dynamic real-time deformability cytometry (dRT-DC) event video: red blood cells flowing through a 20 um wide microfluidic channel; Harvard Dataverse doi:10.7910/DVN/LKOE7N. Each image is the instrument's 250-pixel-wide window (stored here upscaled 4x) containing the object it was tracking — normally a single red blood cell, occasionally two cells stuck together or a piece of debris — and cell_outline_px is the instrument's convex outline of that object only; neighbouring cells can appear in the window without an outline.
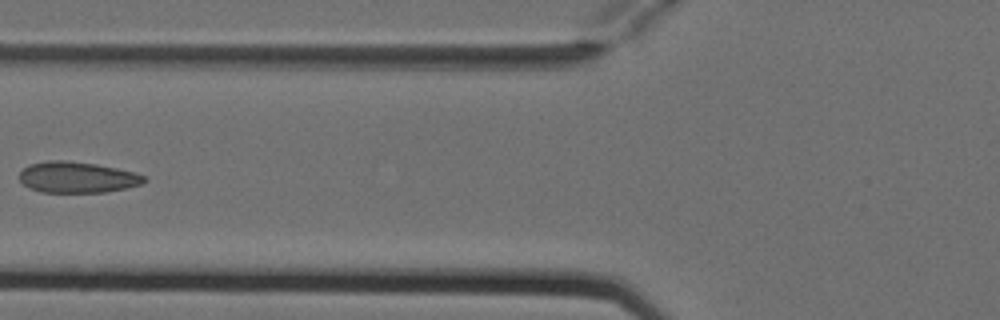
{"species": "Egyptian fruit bat (a non-hibernating species)", "species_latin": "Rousettus aegyptiacus", "temperature_condition": "cold", "stored_images_in_passage": 6, "camera_frame_rate_fps": 3000, "um_per_image_px": 0.085, "animal": {"sex": "female"}, "frame": {"image": 1, "passage_image": 6, "time_ms": 1.667, "image_size_px": [1000, 320], "cell_outline_px": [[148, 180], [144, 184], [128, 188], [104, 192], [40, 192], [28, 188], [20, 180], [20, 172], [28, 164], [48, 160], [64, 160], [96, 164], [136, 172], [144, 176]], "centroid_in_image_um": [6.59, 15.07], "position_along_channel_um": 119.2, "area_um2": 22.77}}